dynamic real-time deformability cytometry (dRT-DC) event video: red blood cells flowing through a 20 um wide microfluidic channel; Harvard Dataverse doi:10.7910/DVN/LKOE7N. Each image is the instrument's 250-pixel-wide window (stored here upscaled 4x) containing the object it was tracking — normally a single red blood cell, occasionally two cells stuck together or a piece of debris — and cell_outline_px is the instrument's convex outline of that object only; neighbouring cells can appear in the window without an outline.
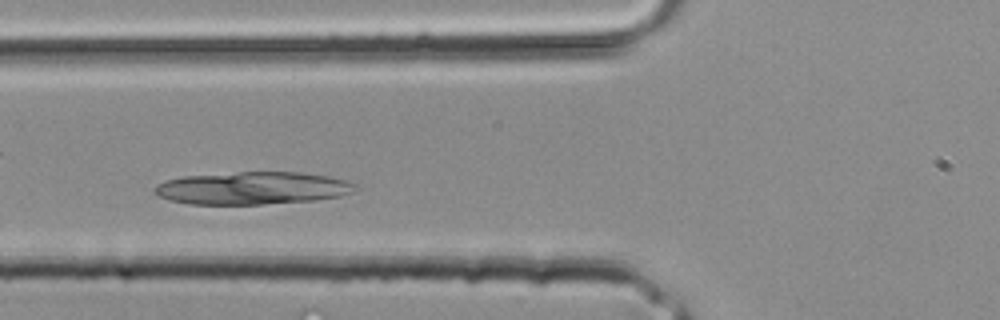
{"species": "common noctule bat (a hibernating species)", "species_latin": "Nyctalus noctula", "temperature_condition": "room temperature", "stored_images_in_passage": 25, "camera_frame_rate_fps": 3000, "um_per_image_px": 0.085, "animal": {"sex": "male", "body_mass_g": 20.4}, "frame": {"image": 1, "passage_image": 6, "time_ms": 1.667, "image_size_px": [1000, 320], "cell_outline_px": [[356, 188], [352, 192], [340, 196], [316, 200], [264, 204], [188, 204], [168, 200], [152, 192], [156, 184], [164, 180], [184, 176], [240, 172], [300, 172], [328, 176], [348, 180], [356, 184]], "centroid_in_image_um": [21.44, 15.99], "position_along_channel_um": 104.4, "area_um2": 38.32}}
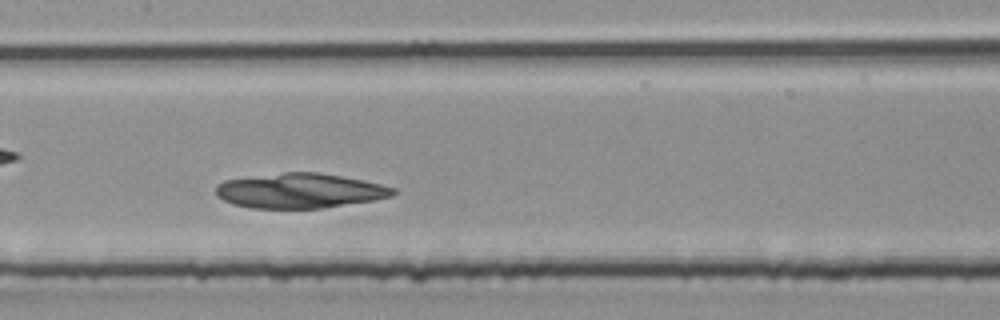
{"frame": {"image": 2, "passage_image": 10, "time_ms": 3.0, "image_size_px": [1000, 320], "cell_outline_px": [[396, 192], [392, 196], [376, 200], [324, 208], [252, 208], [232, 204], [216, 196], [216, 188], [224, 180], [284, 172], [316, 172], [340, 176], [380, 184], [396, 188]], "centroid_in_image_um": [25.5, 16.22], "position_along_channel_um": 181.9, "area_um2": 35.84}}
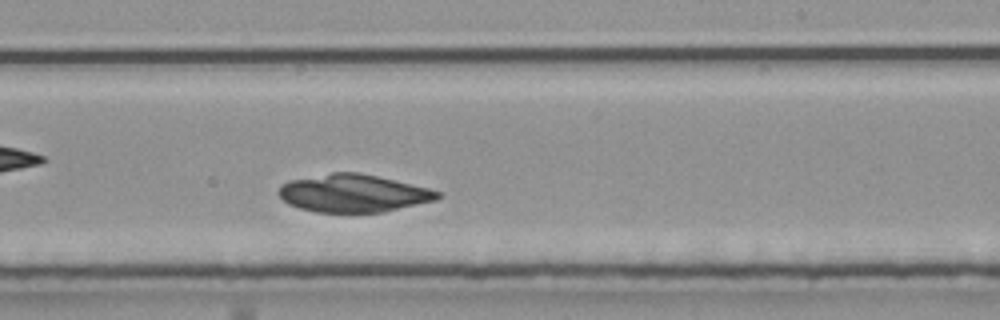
{"frame": {"image": 3, "passage_image": 14, "time_ms": 4.333, "image_size_px": [1000, 320], "cell_outline_px": [[444, 196], [436, 200], [384, 212], [316, 212], [300, 208], [288, 204], [276, 192], [280, 184], [288, 180], [332, 172], [360, 172], [428, 188], [440, 192]], "centroid_in_image_um": [30.01, 16.42], "position_along_channel_um": 259.0, "area_um2": 35.08}}